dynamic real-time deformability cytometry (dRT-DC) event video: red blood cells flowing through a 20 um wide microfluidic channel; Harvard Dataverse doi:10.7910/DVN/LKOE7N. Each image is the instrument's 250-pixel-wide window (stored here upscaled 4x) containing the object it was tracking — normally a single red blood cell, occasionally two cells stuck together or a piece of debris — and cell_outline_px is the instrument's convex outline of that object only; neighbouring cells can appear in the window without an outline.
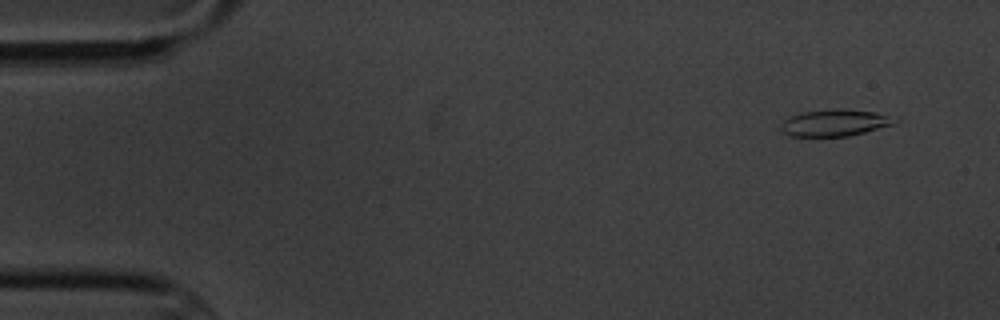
{"species": "common noctule bat (a hibernating species)", "species_latin": "Nyctalus noctula", "temperature_condition": "cold", "stored_images_in_passage": 5, "camera_frame_rate_fps": 3000, "um_per_image_px": 0.085, "animal": {"sex": "male", "body_mass_g": 20.1, "forearm_length_mm": 53.5}, "frame": {"image": 1, "passage_image": 1, "time_ms": 0.0, "image_size_px": [1000, 320], "cell_outline_px": [[900, 120], [896, 124], [848, 136], [792, 136], [780, 132], [780, 128], [784, 120], [792, 116], [804, 112], [832, 108], [844, 108], [876, 112], [900, 116]], "centroid_in_image_um": [71.07, 10.42], "position_along_channel_um": 13.9, "area_um2": 18.15}}
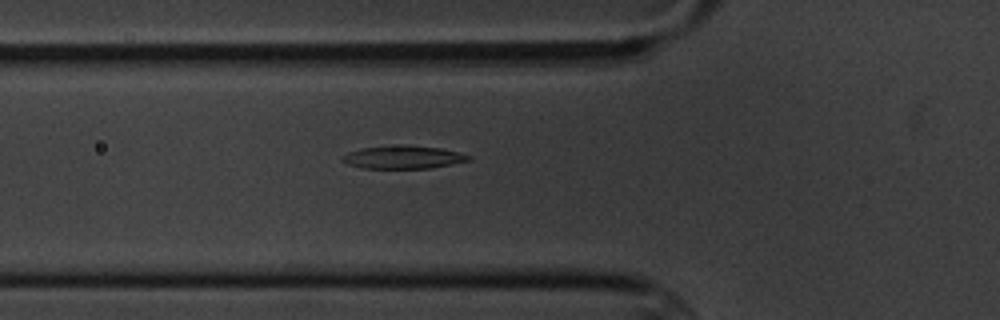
{"frame": {"image": 2, "passage_image": 5, "time_ms": 5.333, "image_size_px": [1000, 320], "cell_outline_px": [[472, 160], [452, 164], [428, 168], [364, 168], [348, 164], [340, 160], [348, 152], [360, 148], [404, 144], [440, 148], [472, 156]], "centroid_in_image_um": [34.27, 13.35], "position_along_channel_um": 91.5, "area_um2": 16.88}}